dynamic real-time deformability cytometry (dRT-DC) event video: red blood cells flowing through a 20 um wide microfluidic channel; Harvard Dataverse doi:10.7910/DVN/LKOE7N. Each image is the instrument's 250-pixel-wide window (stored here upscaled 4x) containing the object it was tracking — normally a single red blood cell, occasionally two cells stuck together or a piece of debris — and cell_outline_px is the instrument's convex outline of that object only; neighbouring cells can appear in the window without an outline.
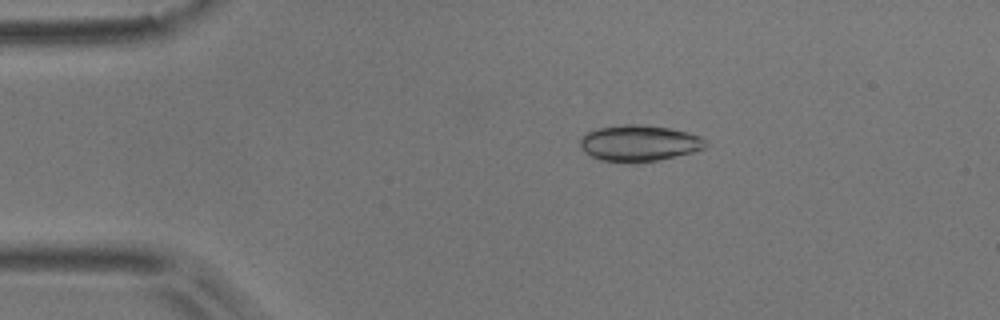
{"species": "common noctule bat (a hibernating species)", "species_latin": "Nyctalus noctula", "temperature_condition": "room temperature", "stored_images_in_passage": 7, "camera_frame_rate_fps": 3000, "um_per_image_px": 0.085, "animal": {"sex": "male", "body_mass_g": 17.9}, "frame": {"image": 1, "passage_image": 2, "time_ms": 0.333, "image_size_px": [1000, 320], "cell_outline_px": [[708, 144], [704, 148], [692, 152], [656, 160], [636, 164], [628, 164], [600, 160], [584, 152], [580, 144], [580, 140], [588, 132], [600, 128], [624, 124], [644, 124], [668, 128], [688, 132], [700, 136], [708, 140]], "centroid_in_image_um": [54.34, 12.18], "position_along_channel_um": 30.7, "area_um2": 26.65}}
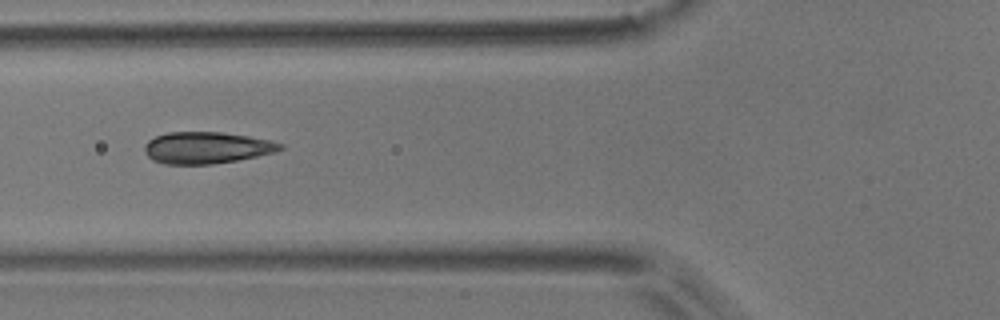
{"frame": {"image": 2, "passage_image": 5, "time_ms": 1.333, "image_size_px": [1000, 320], "cell_outline_px": [[284, 148], [276, 152], [236, 160], [212, 164], [164, 164], [152, 160], [144, 152], [144, 144], [148, 140], [156, 136], [168, 132], [220, 132], [248, 136], [268, 140], [284, 144]], "centroid_in_image_um": [17.53, 12.56], "position_along_channel_um": 108.3, "area_um2": 25.03}}
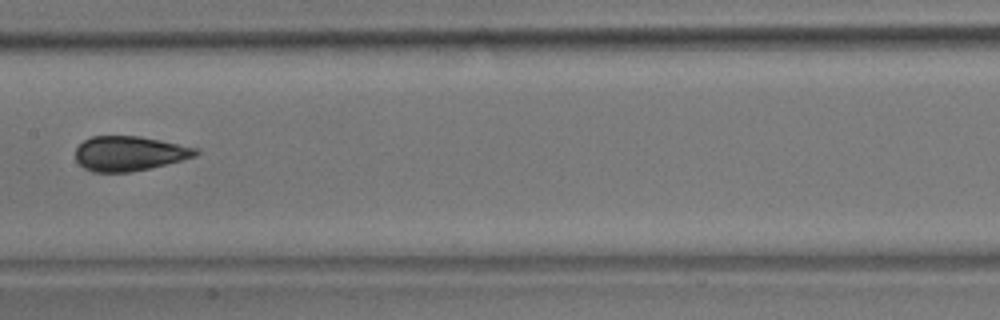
{"frame": {"image": 3, "passage_image": 7, "time_ms": 2.0, "image_size_px": [1000, 320], "cell_outline_px": [[200, 152], [196, 156], [148, 168], [128, 172], [92, 172], [84, 168], [76, 160], [76, 148], [84, 140], [92, 136], [140, 136], [200, 148]], "centroid_in_image_um": [10.99, 13.03], "position_along_channel_um": 196.4, "area_um2": 24.22}}